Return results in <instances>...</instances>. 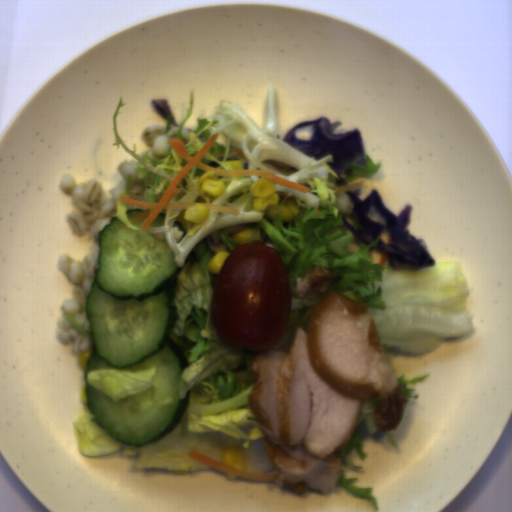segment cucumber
<instances>
[{
  "instance_id": "8b760119",
  "label": "cucumber",
  "mask_w": 512,
  "mask_h": 512,
  "mask_svg": "<svg viewBox=\"0 0 512 512\" xmlns=\"http://www.w3.org/2000/svg\"><path fill=\"white\" fill-rule=\"evenodd\" d=\"M99 267L87 300L80 304L90 320L77 323L91 335L93 353L84 371L87 404L99 426L115 440L145 444L174 421L182 401L178 384L182 365L165 342L168 326L167 286L178 269L166 240L128 227L116 216L99 232ZM156 366L152 387L118 402L88 384L86 371L119 368L130 371Z\"/></svg>"
},
{
  "instance_id": "586b57bf",
  "label": "cucumber",
  "mask_w": 512,
  "mask_h": 512,
  "mask_svg": "<svg viewBox=\"0 0 512 512\" xmlns=\"http://www.w3.org/2000/svg\"><path fill=\"white\" fill-rule=\"evenodd\" d=\"M149 208L131 205L127 203L126 206V216L128 221H130L134 216L141 214L143 211L147 210Z\"/></svg>"
},
{
  "instance_id": "888e309b",
  "label": "cucumber",
  "mask_w": 512,
  "mask_h": 512,
  "mask_svg": "<svg viewBox=\"0 0 512 512\" xmlns=\"http://www.w3.org/2000/svg\"><path fill=\"white\" fill-rule=\"evenodd\" d=\"M166 213L167 208H162L160 213L155 217V219L150 223L148 227H161L166 224Z\"/></svg>"
},
{
  "instance_id": "2a18db57",
  "label": "cucumber",
  "mask_w": 512,
  "mask_h": 512,
  "mask_svg": "<svg viewBox=\"0 0 512 512\" xmlns=\"http://www.w3.org/2000/svg\"><path fill=\"white\" fill-rule=\"evenodd\" d=\"M147 216H148V215H147ZM147 216H145V217L141 218L140 220H138V221H137V222H135V223H131L130 221H129V222H130V224H131V225H134V226H136V227H138V228H140V229H141V227H142V225L144 224V222H145V220H146Z\"/></svg>"
}]
</instances>
